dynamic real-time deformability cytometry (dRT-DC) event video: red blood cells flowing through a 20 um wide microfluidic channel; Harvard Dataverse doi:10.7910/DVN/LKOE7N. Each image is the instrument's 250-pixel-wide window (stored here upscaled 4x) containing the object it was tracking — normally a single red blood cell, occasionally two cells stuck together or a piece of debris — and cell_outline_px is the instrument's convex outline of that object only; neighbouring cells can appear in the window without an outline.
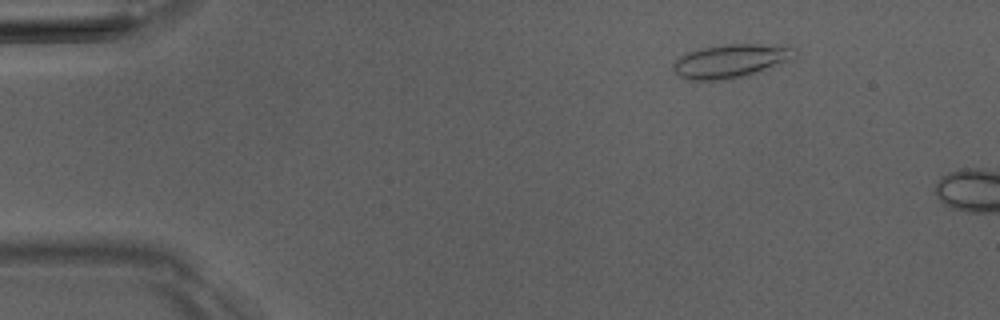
{"species": "Egyptian fruit bat (a non-hibernating species)", "species_latin": "Rousettus aegyptiacus", "temperature_condition": "room temperature", "stored_images_in_passage": 3, "camera_frame_rate_fps": 3000, "um_per_image_px": 0.085, "animal": {"sex": "male"}, "frame": {"image": 1, "passage_image": 2, "time_ms": 1.0, "image_size_px": [1000, 320], "cell_outline_px": [[796, 56], [748, 76], [732, 80], [692, 80], [680, 76], [672, 68], [672, 64], [680, 56], [688, 52], [700, 48], [724, 44], [752, 44], [796, 48]], "centroid_in_image_um": [62.05, 5.2], "position_along_channel_um": 23.0, "area_um2": 23.52}}